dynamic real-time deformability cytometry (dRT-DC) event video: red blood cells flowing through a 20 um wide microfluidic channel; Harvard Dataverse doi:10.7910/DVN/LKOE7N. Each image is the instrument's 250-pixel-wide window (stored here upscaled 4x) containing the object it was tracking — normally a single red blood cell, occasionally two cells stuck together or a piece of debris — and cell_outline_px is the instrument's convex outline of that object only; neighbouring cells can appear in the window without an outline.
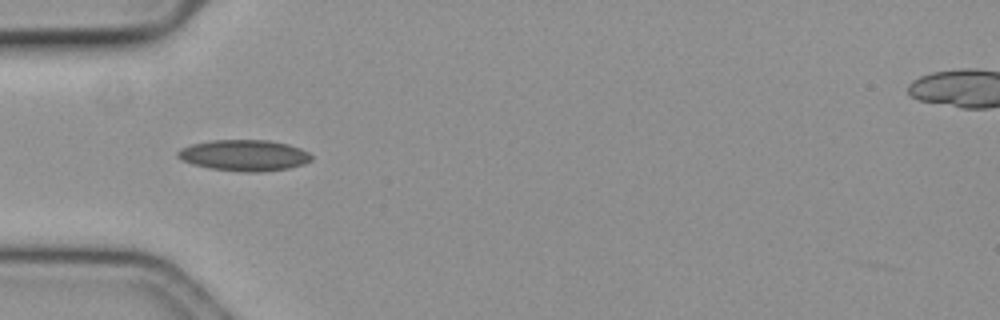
{"species": "common noctule bat (a hibernating species)", "species_latin": "Nyctalus noctula", "temperature_condition": "cold", "stored_images_in_passage": 31, "camera_frame_rate_fps": 3000, "um_per_image_px": 0.085, "animal": {"sex": "female", "body_mass_g": 19.3, "forearm_length_mm": 54.1}, "frame": {"image": 1, "passage_image": 1, "time_ms": 0.0, "image_size_px": [1000, 320], "cell_outline_px": [[312, 160], [304, 164], [288, 168], [260, 172], [240, 172], [208, 168], [192, 164], [180, 160], [176, 156], [176, 152], [180, 148], [192, 144], [212, 140], [268, 140], [288, 144], [300, 148], [308, 152], [312, 156]], "centroid_in_image_um": [20.73, 13.21], "position_along_channel_um": 64.3, "area_um2": 24.45}}
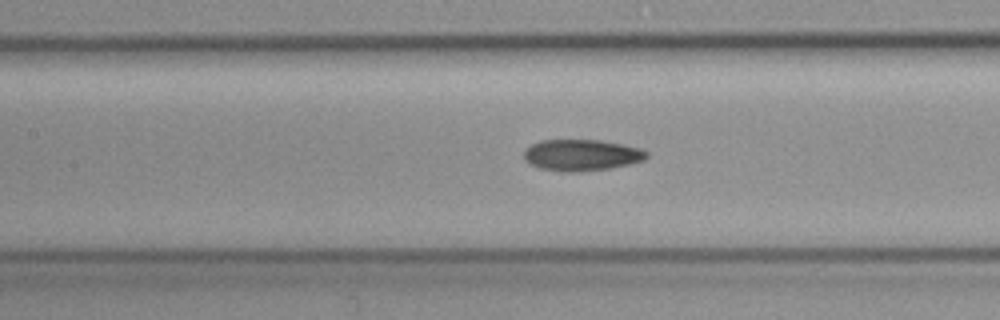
{"frame": {"image": 2, "passage_image": 9, "time_ms": 2.667, "image_size_px": [1000, 320], "cell_outline_px": [[648, 156], [644, 160], [612, 168], [576, 172], [560, 172], [540, 168], [524, 160], [524, 152], [532, 144], [540, 140], [600, 140], [640, 148], [648, 152]], "centroid_in_image_um": [49.43, 13.19], "position_along_channel_um": 158.0, "area_um2": 22.37}}
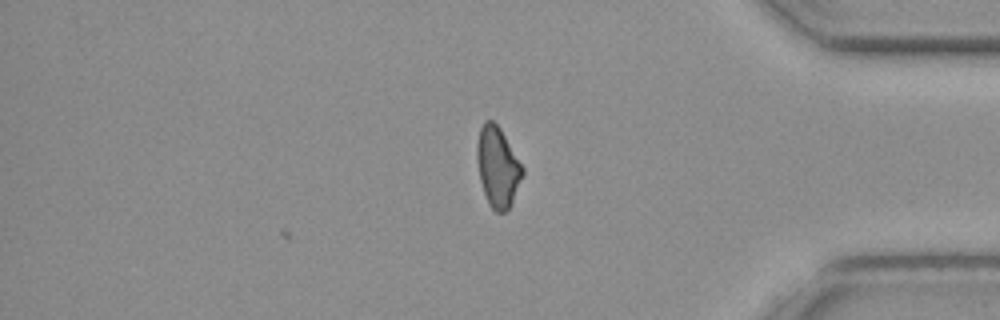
{"frame": {"image": 3, "passage_image": 31, "time_ms": 10.0, "image_size_px": [1000, 320], "cell_outline_px": [[524, 172], [512, 200], [508, 208], [504, 212], [496, 212], [488, 204], [480, 180], [476, 156], [476, 144], [480, 128], [484, 120], [492, 120], [500, 128], [524, 168]], "centroid_in_image_um": [42.28, 14.16], "position_along_channel_um": 392.9, "area_um2": 21.04}, "authors_computed_cell_mechanics": {"area_um2": 21.9062, "velocity_mm_per_s": 3.56, "shape_relaxation_time_tau1_ms": null, "shape_relaxation_time_tau2_ms": 6.0204, "deformation_change_tau1": null, "deformation_change_tau2": 0.1301}}